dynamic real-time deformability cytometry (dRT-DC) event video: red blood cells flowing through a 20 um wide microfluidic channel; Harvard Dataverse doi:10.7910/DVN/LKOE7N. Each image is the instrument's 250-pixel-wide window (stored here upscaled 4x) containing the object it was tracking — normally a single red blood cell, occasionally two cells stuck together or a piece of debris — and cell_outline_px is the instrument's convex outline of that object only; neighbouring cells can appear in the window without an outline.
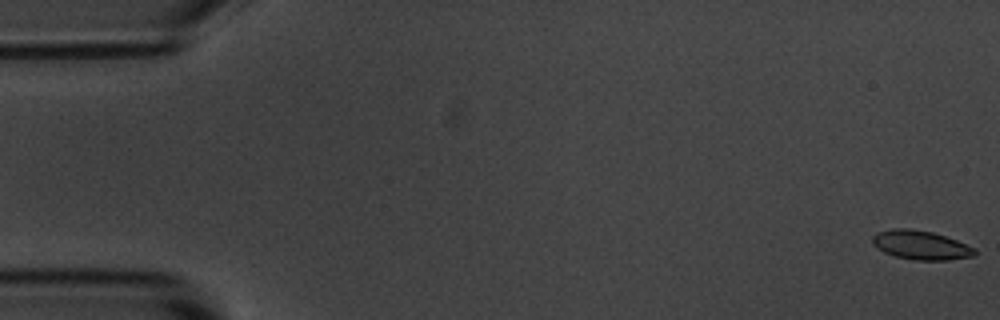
{"species": "common noctule bat (a hibernating species)", "species_latin": "Nyctalus noctula", "temperature_condition": "room temperature", "stored_images_in_passage": 56, "camera_frame_rate_fps": 3000, "um_per_image_px": 0.085, "animal": {"sex": "male", "body_mass_g": 20.1, "forearm_length_mm": 53.5}, "frame": {"image": 1, "passage_image": 1, "time_ms": 0.0, "image_size_px": [1000, 320], "cell_outline_px": [[976, 252], [972, 256], [948, 260], [916, 260], [896, 256], [884, 252], [876, 248], [872, 244], [872, 236], [876, 232], [892, 228], [912, 228], [932, 232], [956, 240], [976, 248]], "centroid_in_image_um": [78.23, 20.82], "position_along_channel_um": 6.8, "area_um2": 17.34}}
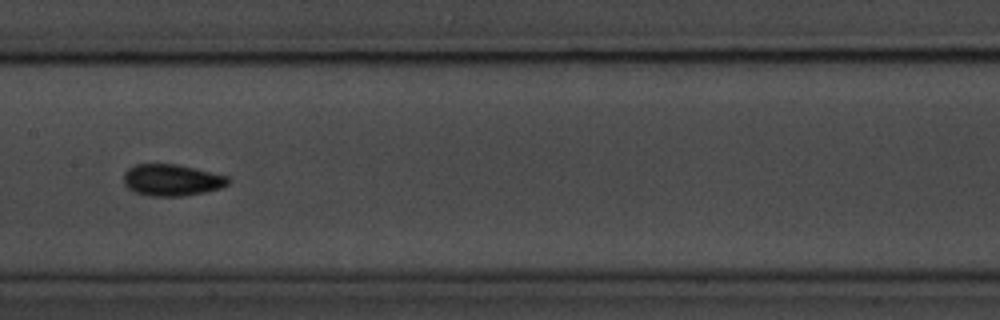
{"frame": {"image": 2, "passage_image": 28, "time_ms": 9.0, "image_size_px": [1000, 320], "cell_outline_px": [[232, 180], [228, 184], [220, 188], [204, 192], [184, 196], [148, 196], [136, 192], [128, 188], [124, 184], [124, 172], [132, 164], [176, 164], [212, 172], [228, 176]], "centroid_in_image_um": [14.6, 15.3], "position_along_channel_um": 192.8, "area_um2": 19.36}}
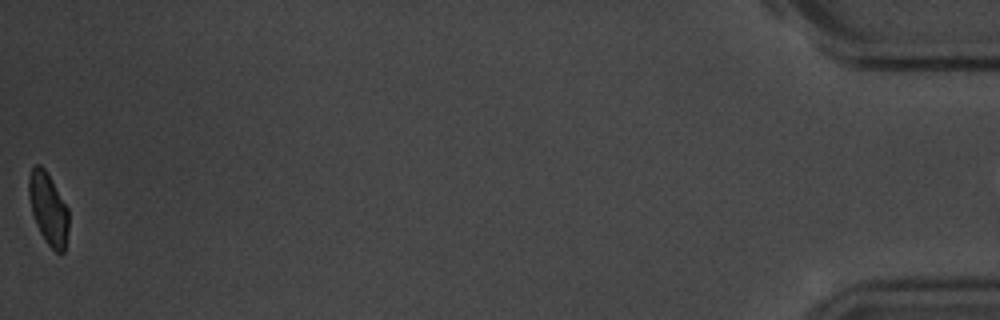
{"frame": {"image": 3, "passage_image": 56, "time_ms": 18.333, "image_size_px": [1000, 320], "cell_outline_px": [[68, 228], [64, 252], [56, 252], [44, 240], [36, 224], [32, 212], [28, 196], [28, 176], [32, 168], [36, 164], [40, 164], [44, 168], [68, 208]], "centroid_in_image_um": [4.08, 17.73], "position_along_channel_um": 431.1, "area_um2": 16.53}, "authors_computed_cell_mechanics": {"area_um2": 17.7735, "velocity_mm_per_s": 3.6152, "shape_relaxation_time_tau1_ms": 2.6382, "shape_relaxation_time_tau2_ms": 1.5195, "deformation_change_tau1": 0.0991, "deformation_change_tau2": 0.0629}}